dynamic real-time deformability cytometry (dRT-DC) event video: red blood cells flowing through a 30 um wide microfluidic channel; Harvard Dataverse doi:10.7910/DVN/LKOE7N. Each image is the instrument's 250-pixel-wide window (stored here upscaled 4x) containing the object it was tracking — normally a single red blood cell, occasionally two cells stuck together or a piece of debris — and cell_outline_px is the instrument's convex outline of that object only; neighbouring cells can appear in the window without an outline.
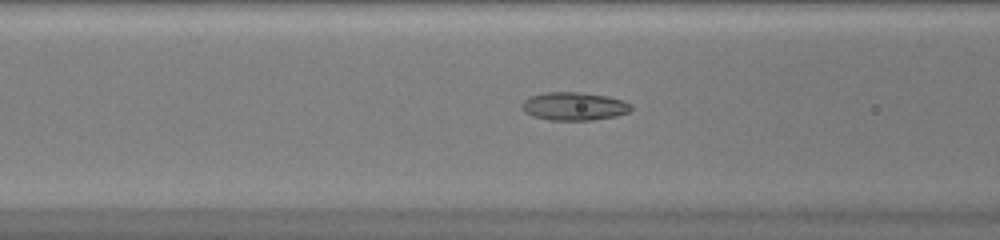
{"species": "common noctule bat (a hibernating species)", "species_latin": "Nyctalus noctula", "temperature_condition": "warm", "stored_images_in_passage": 38, "camera_frame_rate_fps": 3000, "um_per_image_px": 0.085, "animal": {"sex": "female", "body_mass_g": 20.0, "forearm_length_mm": 54.0}, "frame": {"image": 1, "passage_image": 9, "time_ms": 2.667, "image_size_px": [1000, 240], "cell_outline_px": [[632, 108], [628, 112], [616, 116], [592, 120], [548, 120], [532, 116], [524, 112], [520, 108], [520, 104], [524, 100], [532, 96], [544, 92], [580, 92], [608, 96], [624, 100], [632, 104]], "centroid_in_image_um": [48.78, 9.03], "position_along_channel_um": 117.8, "area_um2": 18.15}}
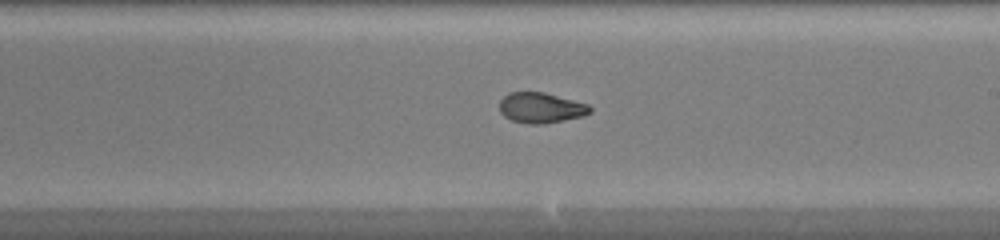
{"frame": {"image": 2, "passage_image": 18, "time_ms": 5.667, "image_size_px": [1000, 240], "cell_outline_px": [[592, 112], [584, 116], [544, 124], [528, 124], [512, 120], [504, 116], [500, 112], [500, 100], [508, 92], [544, 92], [588, 104], [592, 108]], "centroid_in_image_um": [45.99, 9.16], "position_along_channel_um": 243.0, "area_um2": 16.13}}
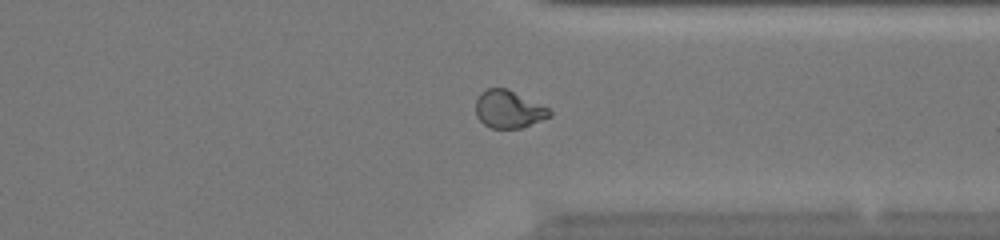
{"frame": {"image": 3, "passage_image": 27, "time_ms": 8.667, "image_size_px": [1000, 240], "cell_outline_px": [[552, 116], [520, 128], [492, 128], [484, 124], [476, 116], [476, 100], [480, 92], [488, 88], [508, 88], [548, 108], [552, 112]], "centroid_in_image_um": [43.22, 9.28], "position_along_channel_um": 368.2, "area_um2": 16.13}, "authors_computed_cell_mechanics": {"area_um2": 16.762, "velocity_mm_per_s": 4.1881, "shape_relaxation_time_tau1_ms": null, "shape_relaxation_time_tau2_ms": 1.3045, "deformation_change_tau1": null, "deformation_change_tau2": 0.0638}}